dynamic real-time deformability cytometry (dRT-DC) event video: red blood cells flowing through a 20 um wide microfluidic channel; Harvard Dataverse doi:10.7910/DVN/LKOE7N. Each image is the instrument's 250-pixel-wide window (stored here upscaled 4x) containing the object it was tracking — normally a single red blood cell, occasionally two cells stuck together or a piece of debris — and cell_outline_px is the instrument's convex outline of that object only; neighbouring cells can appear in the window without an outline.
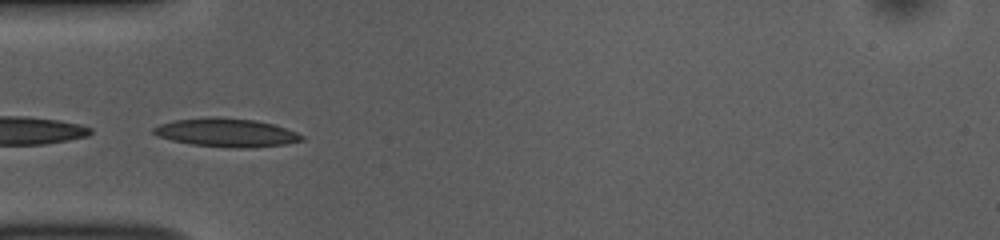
{"species": "common noctule bat (a hibernating species)", "species_latin": "Nyctalus noctula", "temperature_condition": "room temperature", "stored_images_in_passage": 49, "camera_frame_rate_fps": 3000, "um_per_image_px": 0.085, "animal": {"sex": "female", "body_mass_g": 10.0, "forearm_length_mm": 53.1}, "frame": {"image": 1, "passage_image": 17, "time_ms": 5.333, "image_size_px": [1000, 240], "cell_outline_px": [[304, 140], [284, 144], [244, 148], [236, 148], [192, 144], [172, 140], [156, 136], [152, 132], [152, 128], [160, 124], [172, 120], [208, 116], [216, 116], [256, 120], [272, 124], [296, 132], [304, 136]], "centroid_in_image_um": [19.19, 11.25], "position_along_channel_um": 65.8, "area_um2": 24.62}}
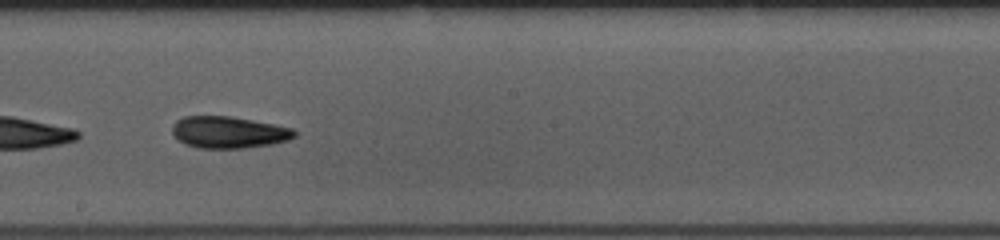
{"frame": {"image": 2, "passage_image": 30, "time_ms": 9.667, "image_size_px": [1000, 240], "cell_outline_px": [[296, 136], [288, 140], [272, 144], [244, 148], [200, 148], [184, 144], [172, 132], [172, 124], [176, 120], [184, 116], [232, 116], [292, 128], [296, 132]], "centroid_in_image_um": [19.42, 11.24], "position_along_channel_um": 228.8, "area_um2": 22.6}}
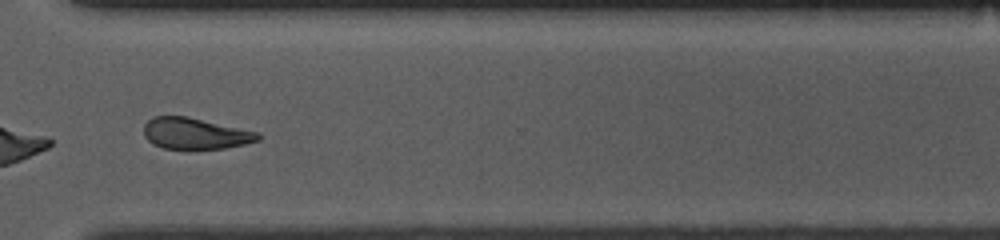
{"frame": {"image": 3, "passage_image": 40, "time_ms": 13.0, "image_size_px": [1000, 240], "cell_outline_px": [[260, 140], [244, 144], [224, 148], [164, 148], [152, 144], [144, 136], [144, 124], [152, 116], [188, 116], [260, 132]], "centroid_in_image_um": [16.59, 11.33], "position_along_channel_um": 354.0, "area_um2": 20.81}, "authors_computed_cell_mechanics": {"area_um2": 22.9466, "velocity_mm_per_s": 3.7567, "shape_relaxation_time_tau1_ms": 4.5417, "shape_relaxation_time_tau2_ms": 6.8611, "deformation_change_tau1": 0.1133, "deformation_change_tau2": 0.1436}}